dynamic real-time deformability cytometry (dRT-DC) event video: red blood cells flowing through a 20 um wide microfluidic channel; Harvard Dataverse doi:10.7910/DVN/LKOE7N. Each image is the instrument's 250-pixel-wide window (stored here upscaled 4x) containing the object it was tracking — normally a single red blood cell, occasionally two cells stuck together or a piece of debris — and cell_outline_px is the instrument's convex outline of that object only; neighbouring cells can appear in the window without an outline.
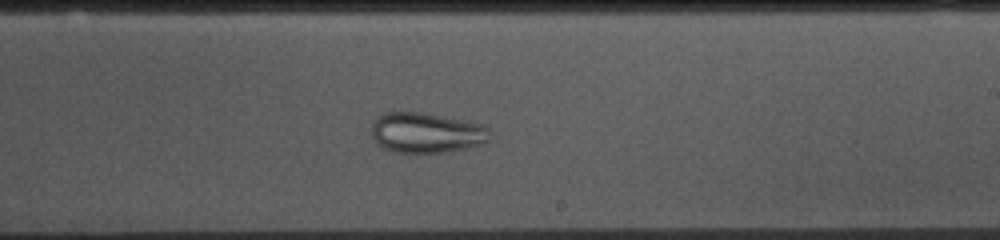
{"species": "common noctule bat (a hibernating species)", "species_latin": "Nyctalus noctula", "temperature_condition": "cold", "stored_images_in_passage": 54, "camera_frame_rate_fps": 3000, "um_per_image_px": 0.085, "animal": {"sex": "female", "body_mass_g": 10.0, "forearm_length_mm": 53.1}, "frame": {"image": 1, "passage_image": 31, "time_ms": 10.0, "image_size_px": [1000, 240], "cell_outline_px": [[488, 140], [484, 144], [468, 148], [448, 152], [396, 152], [384, 148], [372, 136], [372, 124], [384, 112], [424, 112], [484, 124], [488, 128]], "centroid_in_image_um": [36.28, 11.28], "position_along_channel_um": 252.7, "area_um2": 27.69}}
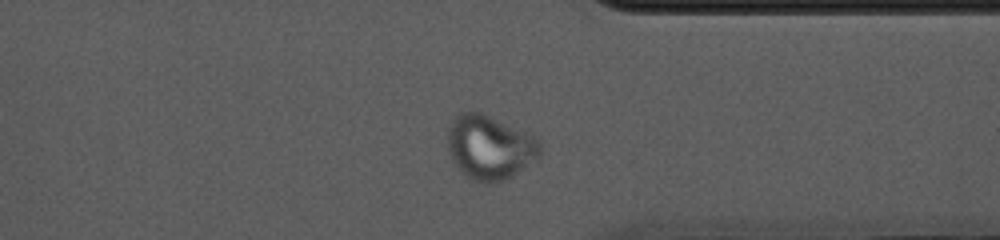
{"frame": {"image": 2, "passage_image": 41, "time_ms": 13.333, "image_size_px": [1000, 240], "cell_outline_px": [[544, 152], [536, 160], [508, 176], [500, 180], [476, 180], [468, 176], [452, 160], [448, 152], [448, 128], [452, 120], [460, 112], [480, 112], [532, 136], [540, 140]], "centroid_in_image_um": [41.63, 12.48], "position_along_channel_um": 369.8, "area_um2": 33.47}}
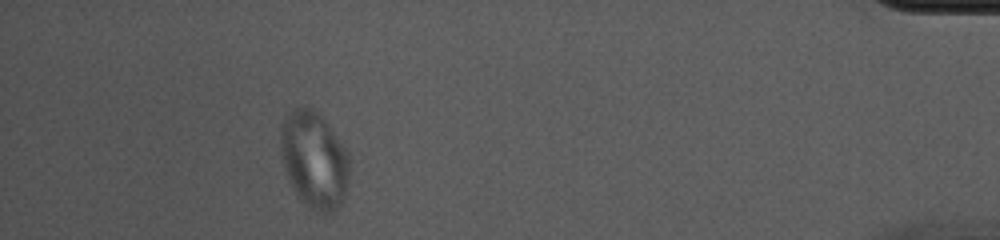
{"frame": {"image": 3, "passage_image": 49, "time_ms": 16.0, "image_size_px": [1000, 240], "cell_outline_px": [[348, 180], [344, 196], [336, 212], [316, 212], [300, 200], [284, 168], [280, 148], [280, 128], [284, 116], [296, 108], [312, 108], [328, 124], [348, 152]], "centroid_in_image_um": [26.69, 13.59], "position_along_channel_um": 408.5, "area_um2": 38.44}}